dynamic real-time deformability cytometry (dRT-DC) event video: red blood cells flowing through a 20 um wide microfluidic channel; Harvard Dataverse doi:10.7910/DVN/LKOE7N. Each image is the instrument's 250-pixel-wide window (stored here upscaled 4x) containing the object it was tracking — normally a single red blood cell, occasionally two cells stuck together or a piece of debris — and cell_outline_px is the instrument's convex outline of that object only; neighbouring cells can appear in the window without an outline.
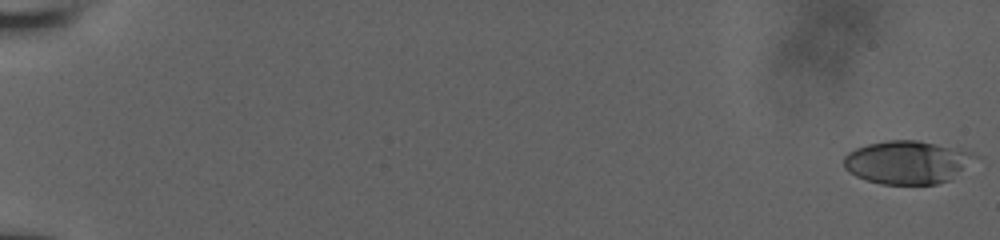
{"species": "human", "species_latin": "Homo sapiens", "temperature_condition": "room temperature", "stored_images_in_passage": 60, "camera_frame_rate_fps": 3000, "um_per_image_px": 0.085, "donor": {"sex": "male"}, "frame": {"image": 1, "passage_image": 1, "time_ms": 0.0, "image_size_px": [1000, 240], "cell_outline_px": [[980, 156], [948, 180], [936, 184], [880, 184], [856, 176], [848, 172], [844, 168], [844, 156], [848, 152], [856, 148], [868, 144], [884, 140], [916, 140], [972, 152]], "centroid_in_image_um": [77.07, 13.79], "position_along_channel_um": 7.9, "area_um2": 32.71}}
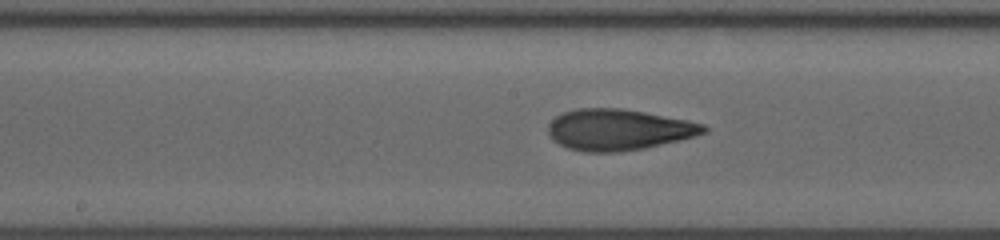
{"frame": {"image": 2, "passage_image": 33, "time_ms": 10.667, "image_size_px": [1000, 240], "cell_outline_px": [[708, 132], [680, 140], [644, 148], [620, 152], [584, 152], [568, 148], [552, 140], [548, 136], [548, 124], [556, 116], [564, 112], [576, 108], [620, 108], [644, 112], [688, 120], [704, 124], [708, 128]], "centroid_in_image_um": [52.56, 11.02], "position_along_channel_um": 195.6, "area_um2": 37.4}}
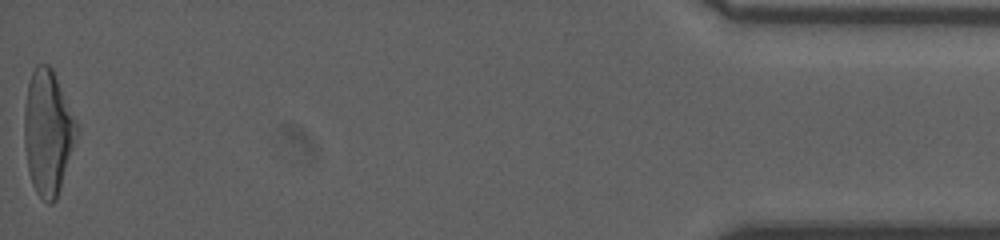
{"frame": {"image": 3, "passage_image": 60, "time_ms": 19.0, "image_size_px": [1000, 240], "cell_outline_px": [[80, 128], [56, 200], [52, 204], [48, 204], [36, 192], [32, 184], [28, 172], [24, 144], [24, 108], [28, 84], [32, 72], [36, 64], [48, 64], [52, 68]], "centroid_in_image_um": [4.07, 11.26], "position_along_channel_um": 431.1, "area_um2": 38.21}, "authors_computed_cell_mechanics": {"area_um2": 35.7782, "velocity_mm_per_s": 3.8502, "shape_relaxation_time_tau1_ms": 4.9442, "shape_relaxation_time_tau2_ms": 1.6642, "deformation_change_tau1": 0.1894, "deformation_change_tau2": 0.0965}}